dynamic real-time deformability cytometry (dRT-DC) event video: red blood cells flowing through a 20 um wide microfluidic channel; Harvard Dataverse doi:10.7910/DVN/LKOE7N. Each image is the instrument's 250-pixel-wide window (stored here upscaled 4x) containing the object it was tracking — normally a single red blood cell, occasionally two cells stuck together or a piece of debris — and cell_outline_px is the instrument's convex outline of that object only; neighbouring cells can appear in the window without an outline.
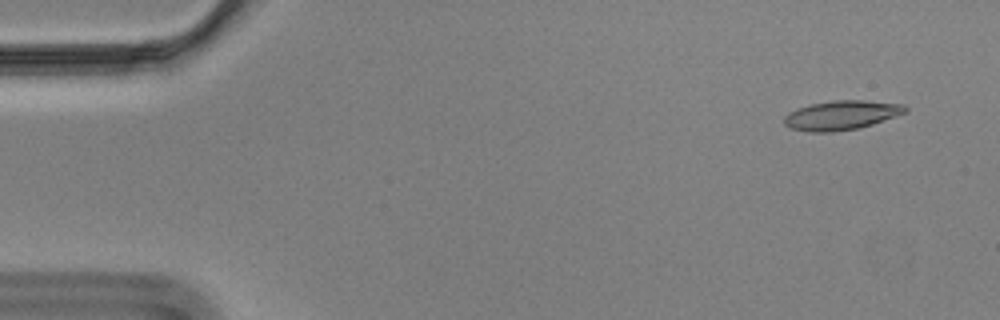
{"species": "Egyptian fruit bat (a non-hibernating species)", "species_latin": "Rousettus aegyptiacus", "temperature_condition": "cold", "stored_images_in_passage": 58, "camera_frame_rate_fps": 3000, "um_per_image_px": 0.085, "animal": {"sex": "male"}, "frame": {"image": 1, "passage_image": 4, "time_ms": 1.0, "image_size_px": [1000, 320], "cell_outline_px": [[908, 112], [872, 124], [856, 128], [832, 132], [808, 132], [792, 128], [784, 124], [784, 116], [788, 112], [796, 108], [812, 104], [832, 100], [864, 100], [904, 104], [908, 108]], "centroid_in_image_um": [71.52, 9.78], "position_along_channel_um": 13.5, "area_um2": 20.69}}
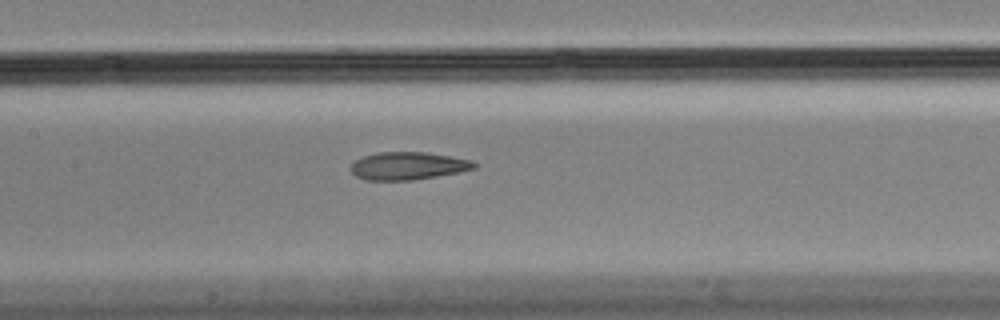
{"frame": {"image": 2, "passage_image": 27, "time_ms": 8.667, "image_size_px": [1000, 320], "cell_outline_px": [[476, 168], [460, 172], [412, 180], [364, 180], [356, 176], [348, 168], [356, 160], [364, 156], [380, 152], [424, 152], [472, 160], [476, 164]], "centroid_in_image_um": [34.66, 14.1], "position_along_channel_um": 172.7, "area_um2": 19.83}}
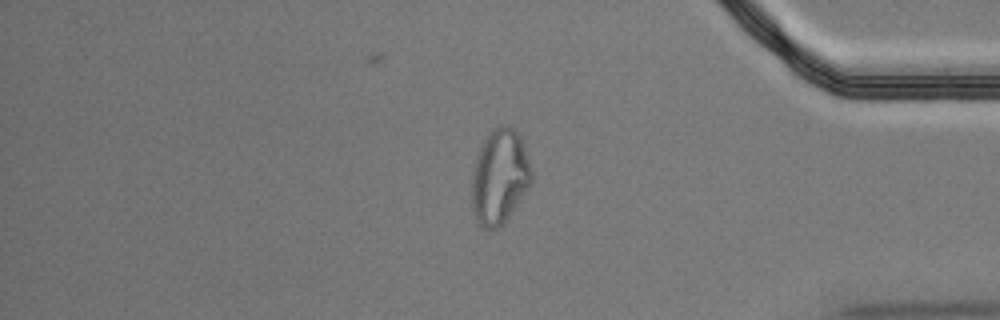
{"frame": {"image": 3, "passage_image": 48, "time_ms": 15.667, "image_size_px": [1000, 320], "cell_outline_px": [[532, 180], [504, 224], [496, 228], [484, 228], [476, 220], [472, 208], [472, 168], [476, 156], [484, 136], [492, 128], [504, 124], [508, 124], [520, 136], [532, 172]], "centroid_in_image_um": [42.43, 14.99], "position_along_channel_um": 392.8, "area_um2": 32.95}, "authors_computed_cell_mechanics": {"area_um2": 20.808, "velocity_mm_per_s": 3.499, "shape_relaxation_time_tau1_ms": null, "shape_relaxation_time_tau2_ms": 2.5614, "deformation_change_tau1": null, "deformation_change_tau2": 0.1031}}